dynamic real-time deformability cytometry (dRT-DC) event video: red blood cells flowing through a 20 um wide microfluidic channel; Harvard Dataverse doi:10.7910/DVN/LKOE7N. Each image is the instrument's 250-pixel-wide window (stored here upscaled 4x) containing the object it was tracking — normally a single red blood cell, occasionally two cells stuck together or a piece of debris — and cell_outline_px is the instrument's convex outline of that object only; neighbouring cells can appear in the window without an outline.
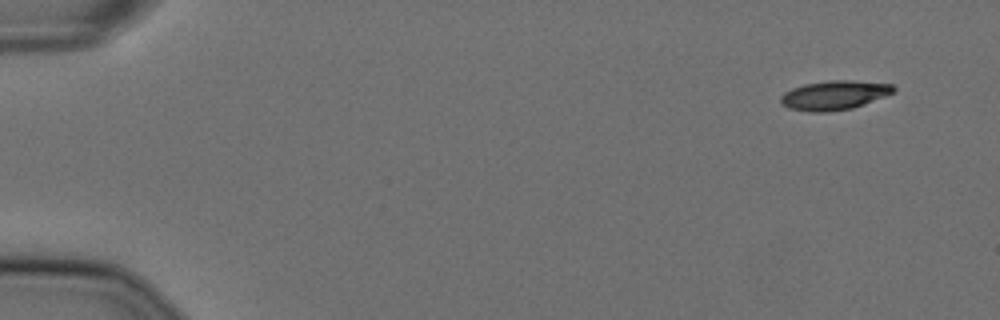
{"species": "Egyptian fruit bat (a non-hibernating species)", "species_latin": "Rousettus aegyptiacus", "temperature_condition": "cold", "stored_images_in_passage": 7, "camera_frame_rate_fps": 3000, "um_per_image_px": 0.085, "animal": {"sex": "female"}, "frame": {"image": 1, "passage_image": 1, "time_ms": 0.0, "image_size_px": [1000, 320], "cell_outline_px": [[896, 92], [864, 104], [852, 108], [828, 112], [808, 112], [788, 108], [780, 104], [780, 96], [784, 92], [792, 88], [804, 84], [828, 80], [852, 80], [892, 84], [896, 88]], "centroid_in_image_um": [70.9, 8.09], "position_along_channel_um": 14.1, "area_um2": 19.48}}